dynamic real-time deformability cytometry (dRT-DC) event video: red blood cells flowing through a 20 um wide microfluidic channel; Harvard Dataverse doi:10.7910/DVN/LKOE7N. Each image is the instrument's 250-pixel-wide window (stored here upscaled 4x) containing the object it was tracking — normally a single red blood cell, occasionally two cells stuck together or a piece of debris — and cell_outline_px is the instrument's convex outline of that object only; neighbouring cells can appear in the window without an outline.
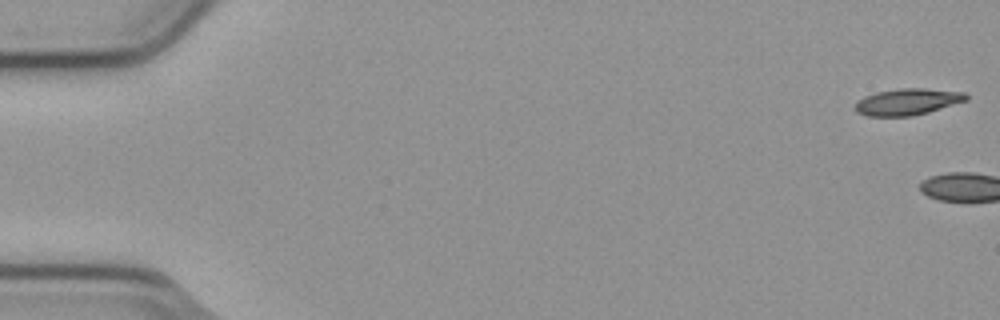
{"species": "common noctule bat (a hibernating species)", "species_latin": "Nyctalus noctula", "temperature_condition": "cold", "stored_images_in_passage": 3, "camera_frame_rate_fps": 3000, "um_per_image_px": 0.085, "animal": {"sex": "male", "body_mass_g": 23.1, "forearm_length_mm": 52.7}, "frame": {"image": 1, "passage_image": 1, "time_ms": 0.0, "image_size_px": [1000, 320], "cell_outline_px": [[968, 100], [928, 112], [912, 116], [868, 116], [856, 112], [852, 108], [856, 100], [864, 96], [876, 92], [900, 88], [924, 88], [968, 92]], "centroid_in_image_um": [77.12, 8.64], "position_along_channel_um": 7.9, "area_um2": 17.46}}